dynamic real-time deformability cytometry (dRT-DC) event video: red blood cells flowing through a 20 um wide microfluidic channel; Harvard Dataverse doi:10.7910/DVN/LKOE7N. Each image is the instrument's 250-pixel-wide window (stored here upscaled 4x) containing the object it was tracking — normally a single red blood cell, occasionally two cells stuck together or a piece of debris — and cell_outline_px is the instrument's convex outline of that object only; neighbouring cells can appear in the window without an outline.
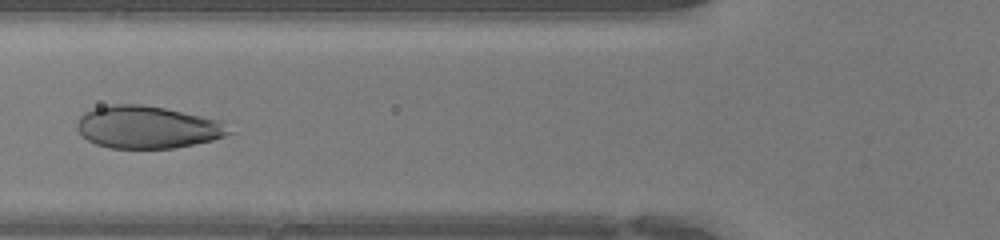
{"species": "human", "species_latin": "Homo sapiens", "temperature_condition": "warm", "stored_images_in_passage": 45, "camera_frame_rate_fps": 3000, "um_per_image_px": 0.085, "donor": {"sex": "female"}, "frame": {"image": 1, "passage_image": 17, "time_ms": 5.333, "image_size_px": [1000, 240], "cell_outline_px": [[236, 132], [212, 140], [172, 148], [108, 148], [96, 144], [88, 140], [76, 128], [76, 124], [80, 116], [84, 112], [96, 108], [112, 104], [140, 104], [164, 108], [224, 120]], "centroid_in_image_um": [12.59, 10.8], "position_along_channel_um": 113.2, "area_um2": 37.8}}
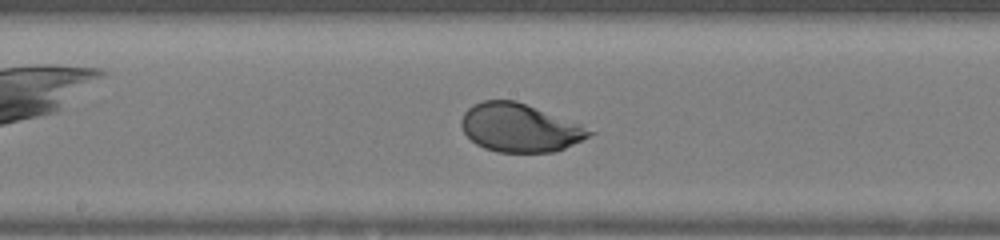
{"frame": {"image": 2, "passage_image": 23, "time_ms": 7.333, "image_size_px": [1000, 240], "cell_outline_px": [[596, 132], [564, 148], [552, 152], [500, 152], [484, 148], [476, 144], [464, 132], [460, 124], [460, 120], [464, 112], [472, 104], [484, 100], [516, 100], [580, 124]], "centroid_in_image_um": [44.13, 10.85], "position_along_channel_um": 204.1, "area_um2": 35.78}}
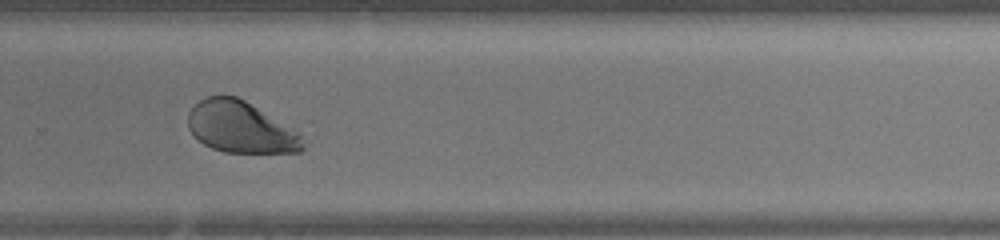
{"frame": {"image": 3, "passage_image": 30, "time_ms": 9.667, "image_size_px": [1000, 240], "cell_outline_px": [[304, 148], [300, 152], [224, 152], [212, 148], [204, 144], [188, 128], [188, 112], [200, 100], [208, 96], [236, 96], [244, 100], [300, 132], [304, 144]], "centroid_in_image_um": [20.47, 10.82], "position_along_channel_um": 309.3, "area_um2": 34.1}}